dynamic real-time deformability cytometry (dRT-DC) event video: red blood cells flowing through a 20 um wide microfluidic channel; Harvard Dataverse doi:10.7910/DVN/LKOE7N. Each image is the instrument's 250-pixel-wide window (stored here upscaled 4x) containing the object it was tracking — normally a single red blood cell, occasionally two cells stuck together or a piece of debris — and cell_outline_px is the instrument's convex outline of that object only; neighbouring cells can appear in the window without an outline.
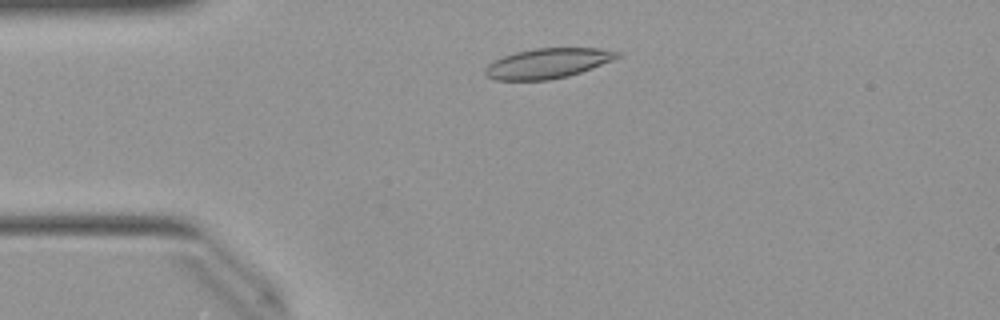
{"species": "Egyptian fruit bat (a non-hibernating species)", "species_latin": "Rousettus aegyptiacus", "temperature_condition": "warm", "stored_images_in_passage": 46, "camera_frame_rate_fps": 3000, "um_per_image_px": 0.085, "animal": {"sex": "female"}, "frame": {"image": 1, "passage_image": 7, "time_ms": 2.0, "image_size_px": [1000, 320], "cell_outline_px": [[624, 56], [592, 68], [568, 76], [548, 80], [496, 80], [488, 76], [484, 72], [484, 68], [488, 64], [504, 56], [516, 52], [536, 48], [596, 48], [620, 52]], "centroid_in_image_um": [46.59, 5.38], "position_along_channel_um": 38.4, "area_um2": 23.0}}
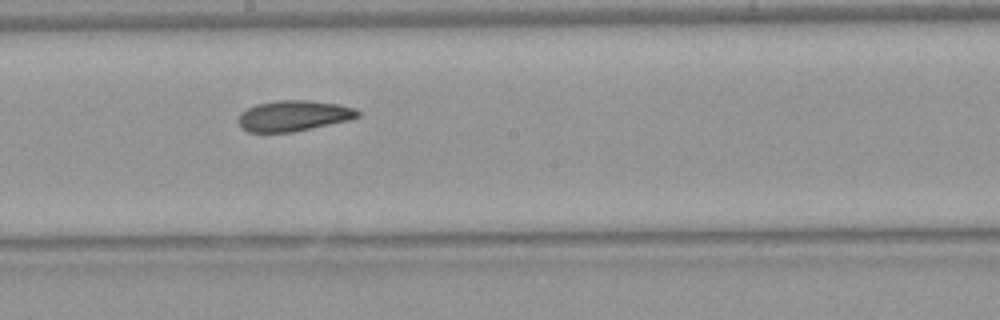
{"frame": {"image": 2, "passage_image": 23, "time_ms": 7.333, "image_size_px": [1000, 320], "cell_outline_px": [[360, 116], [352, 120], [292, 132], [248, 132], [240, 128], [236, 120], [240, 112], [256, 104], [276, 100], [308, 100], [340, 104], [356, 108], [360, 112]], "centroid_in_image_um": [24.95, 9.84], "position_along_channel_um": 223.2, "area_um2": 21.79}}
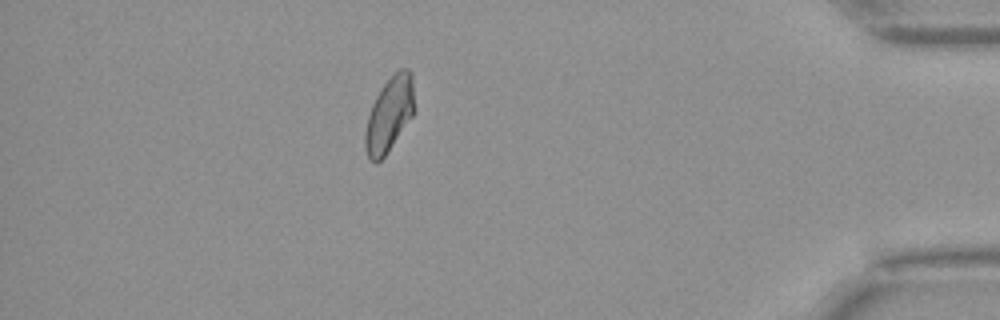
{"frame": {"image": 3, "passage_image": 40, "time_ms": 13.0, "image_size_px": [1000, 320], "cell_outline_px": [[412, 116], [384, 156], [376, 164], [368, 156], [364, 148], [364, 132], [368, 116], [372, 104], [380, 88], [392, 72], [400, 68], [408, 68], [412, 72]], "centroid_in_image_um": [33.05, 9.68], "position_along_channel_um": 402.2, "area_um2": 21.15}, "authors_computed_cell_mechanics": {"area_um2": 21.7617, "velocity_mm_per_s": 4.0017, "shape_relaxation_time_tau1_ms": null, "shape_relaxation_time_tau2_ms": 4.4177, "deformation_change_tau1": null, "deformation_change_tau2": 0.1036}}